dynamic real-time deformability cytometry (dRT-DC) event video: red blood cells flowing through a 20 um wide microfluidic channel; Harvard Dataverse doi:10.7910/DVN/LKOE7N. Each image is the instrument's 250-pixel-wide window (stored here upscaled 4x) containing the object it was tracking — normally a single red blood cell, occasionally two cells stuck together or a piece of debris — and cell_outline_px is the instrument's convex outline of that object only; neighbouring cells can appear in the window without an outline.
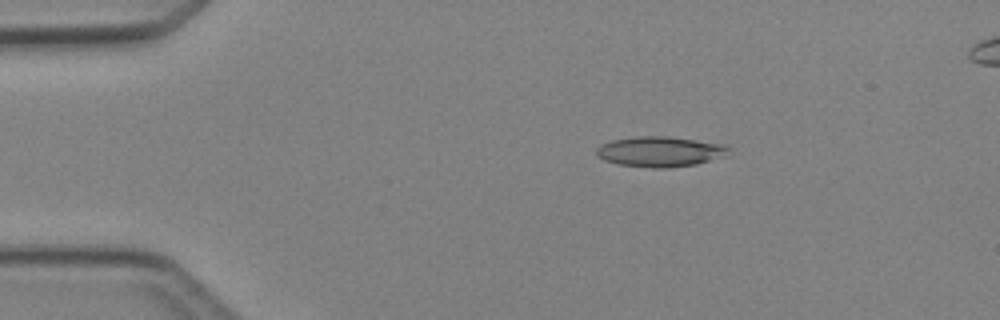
{"species": "Egyptian fruit bat (a non-hibernating species)", "species_latin": "Rousettus aegyptiacus", "temperature_condition": "cold", "stored_images_in_passage": 3, "camera_frame_rate_fps": 3000, "um_per_image_px": 0.085, "animal": {"sex": "female"}, "frame": {"image": 1, "passage_image": 1, "time_ms": 0.0, "image_size_px": [1000, 320], "cell_outline_px": [[728, 156], [696, 164], [668, 168], [652, 168], [620, 164], [604, 160], [596, 156], [596, 148], [600, 144], [612, 140], [636, 136], [668, 136], [724, 144], [728, 148]], "centroid_in_image_um": [56.1, 12.88], "position_along_channel_um": 28.9, "area_um2": 23.47}}